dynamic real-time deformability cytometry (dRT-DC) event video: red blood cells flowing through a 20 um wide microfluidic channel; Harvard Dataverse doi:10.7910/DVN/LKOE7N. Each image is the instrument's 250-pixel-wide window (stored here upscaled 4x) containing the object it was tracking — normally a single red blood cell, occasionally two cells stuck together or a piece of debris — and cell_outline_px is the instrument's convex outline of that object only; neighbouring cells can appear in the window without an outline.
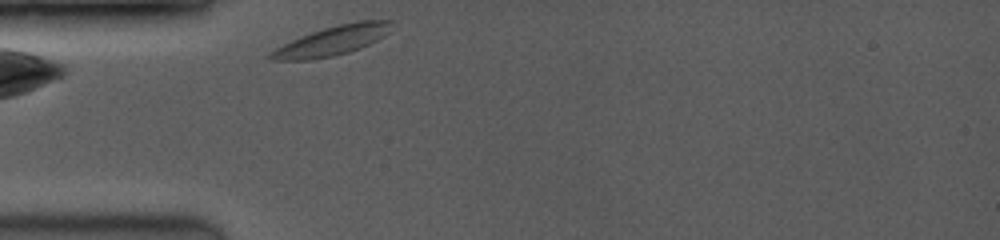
{"species": "common noctule bat (a hibernating species)", "species_latin": "Nyctalus noctula", "temperature_condition": "room temperature", "stored_images_in_passage": 35, "camera_frame_rate_fps": 3500, "um_per_image_px": 0.085, "animal": {"sex": "female", "body_mass_g": 19.0, "forearm_length_mm": 53.3}, "frame": {"image": 1, "passage_image": 1, "time_ms": 0.0, "image_size_px": [1000, 240], "cell_outline_px": [[396, 20], [388, 32], [384, 36], [360, 48], [348, 52], [332, 56], [312, 60], [268, 60], [264, 56], [268, 52], [300, 36], [324, 28], [356, 20]], "centroid_in_image_um": [28.22, 3.46], "position_along_channel_um": 56.8, "area_um2": 20.87}}
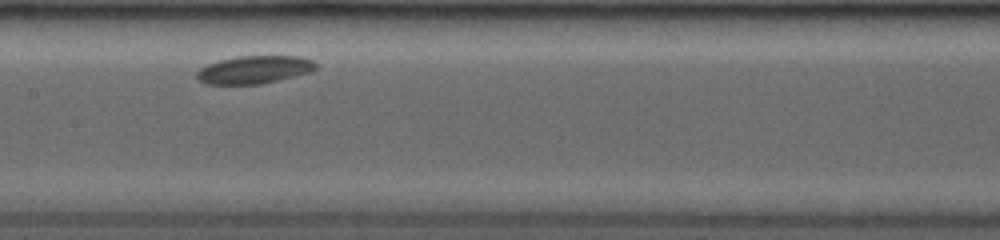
{"frame": {"image": 2, "passage_image": 14, "time_ms": 3.714, "image_size_px": [1000, 240], "cell_outline_px": [[316, 68], [312, 72], [260, 84], [204, 84], [196, 80], [196, 72], [200, 68], [208, 64], [220, 60], [236, 56], [300, 56], [312, 60], [316, 64]], "centroid_in_image_um": [21.58, 5.92], "position_along_channel_um": 185.8, "area_um2": 19.42}}
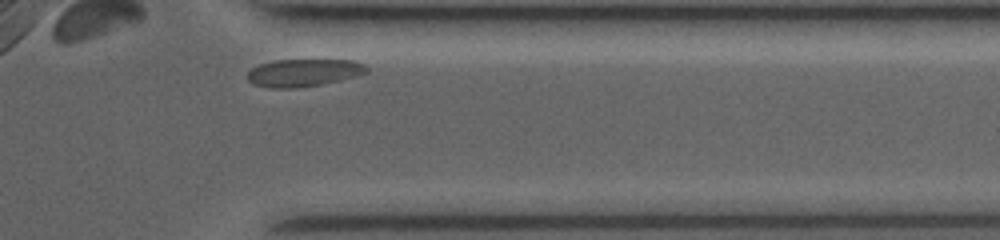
{"frame": {"image": 3, "passage_image": 33, "time_ms": 9.143, "image_size_px": [1000, 240], "cell_outline_px": [[368, 72], [360, 76], [324, 84], [296, 88], [272, 88], [252, 84], [248, 80], [248, 72], [252, 68], [260, 64], [272, 60], [356, 60], [364, 64], [368, 68]], "centroid_in_image_um": [25.85, 6.18], "position_along_channel_um": 385.5, "area_um2": 19.42}}